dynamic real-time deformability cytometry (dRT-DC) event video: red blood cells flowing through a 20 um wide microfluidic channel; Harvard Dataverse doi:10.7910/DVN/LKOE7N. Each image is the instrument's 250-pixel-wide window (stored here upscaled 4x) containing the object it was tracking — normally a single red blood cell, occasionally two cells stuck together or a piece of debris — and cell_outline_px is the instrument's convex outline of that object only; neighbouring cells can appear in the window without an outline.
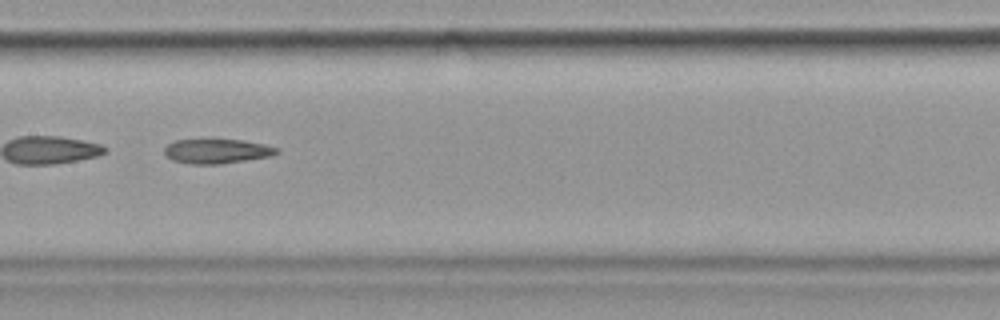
{"species": "common noctule bat (a hibernating species)", "species_latin": "Nyctalus noctula", "temperature_condition": "cold", "stored_images_in_passage": 42, "segment_of_instrument_passage": [2, 2], "camera_frame_rate_fps": 3000, "um_per_image_px": 0.085, "animal": {"sex": "female", "body_mass_g": 19.9}, "frame": {"image": 1, "passage_image": 20, "time_ms": 6.333, "image_size_px": [1000, 320], "cell_outline_px": [[280, 152], [272, 156], [220, 164], [192, 164], [172, 160], [164, 152], [164, 148], [168, 144], [176, 140], [244, 140], [264, 144], [280, 148]], "centroid_in_image_um": [18.49, 12.85], "position_along_channel_um": 188.9, "area_um2": 16.01}}
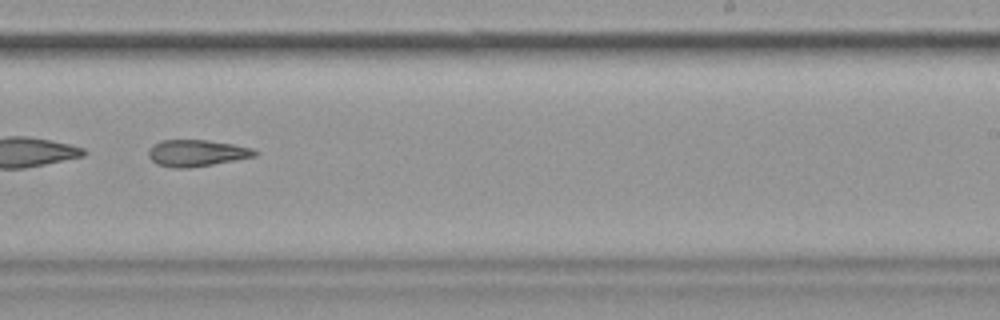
{"frame": {"image": 2, "passage_image": 27, "time_ms": 8.667, "image_size_px": [1000, 320], "cell_outline_px": [[256, 156], [236, 160], [188, 168], [172, 168], [156, 164], [148, 156], [148, 148], [160, 140], [208, 140], [232, 144], [252, 148], [256, 152]], "centroid_in_image_um": [16.67, 13.01], "position_along_channel_um": 272.3, "area_um2": 16.47}}